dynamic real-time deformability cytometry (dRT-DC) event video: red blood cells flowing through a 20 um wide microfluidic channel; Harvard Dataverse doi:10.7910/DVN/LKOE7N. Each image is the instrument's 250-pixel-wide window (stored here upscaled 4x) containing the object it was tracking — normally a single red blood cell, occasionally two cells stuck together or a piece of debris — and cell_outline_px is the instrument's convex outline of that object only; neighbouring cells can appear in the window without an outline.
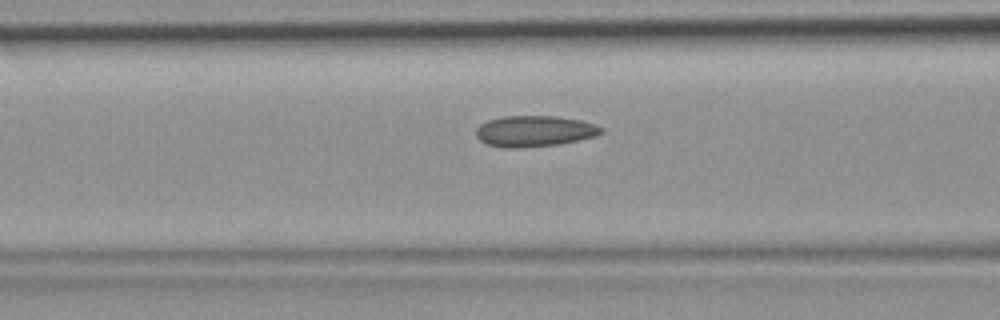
{"species": "common noctule bat (a hibernating species)", "species_latin": "Nyctalus noctula", "temperature_condition": "room temperature", "stored_images_in_passage": 45, "camera_frame_rate_fps": 3000, "um_per_image_px": 0.085, "animal": {"sex": "female", "body_mass_g": 19.9}, "frame": {"image": 1, "passage_image": 18, "time_ms": 5.667, "image_size_px": [1000, 320], "cell_outline_px": [[604, 132], [596, 136], [560, 144], [516, 148], [508, 148], [488, 144], [480, 140], [476, 136], [476, 128], [480, 124], [488, 120], [504, 116], [556, 116], [580, 120], [596, 124], [604, 128]], "centroid_in_image_um": [45.46, 11.14], "position_along_channel_um": 121.1, "area_um2": 22.66}}
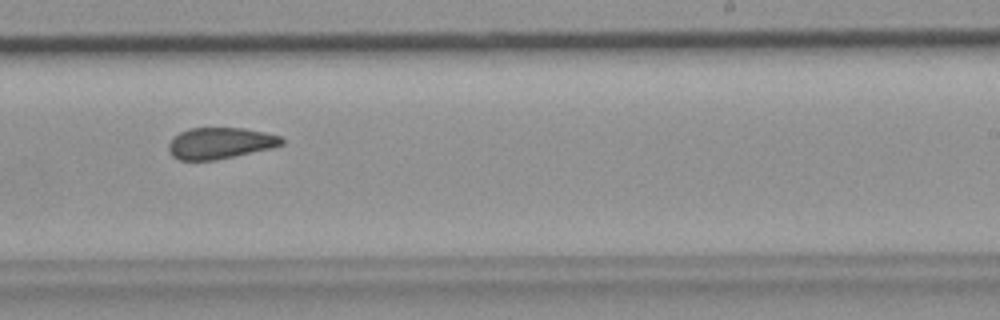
{"frame": {"image": 2, "passage_image": 28, "time_ms": 9.0, "image_size_px": [1000, 320], "cell_outline_px": [[284, 144], [272, 148], [216, 160], [180, 160], [172, 156], [168, 148], [168, 144], [180, 132], [188, 128], [244, 128], [264, 132], [280, 136], [284, 140]], "centroid_in_image_um": [18.72, 12.17], "position_along_channel_um": 270.3, "area_um2": 20.58}}
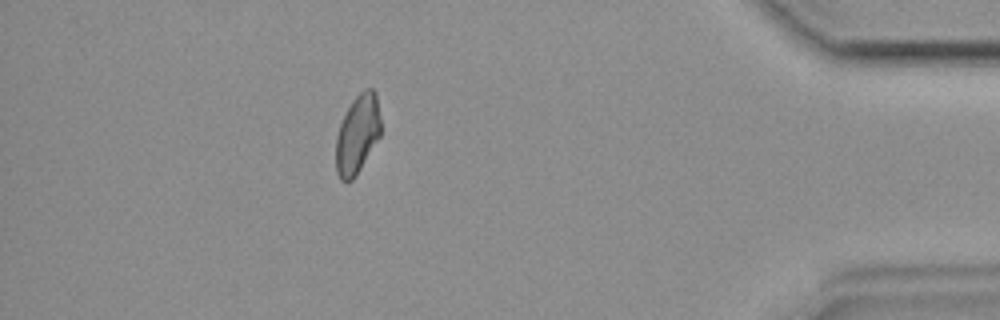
{"frame": {"image": 3, "passage_image": 40, "time_ms": 13.0, "image_size_px": [1000, 320], "cell_outline_px": [[380, 136], [356, 176], [352, 180], [340, 180], [336, 172], [336, 136], [340, 124], [352, 100], [364, 88], [372, 88], [376, 92], [380, 120]], "centroid_in_image_um": [30.38, 11.41], "position_along_channel_um": 404.8, "area_um2": 20.52}}